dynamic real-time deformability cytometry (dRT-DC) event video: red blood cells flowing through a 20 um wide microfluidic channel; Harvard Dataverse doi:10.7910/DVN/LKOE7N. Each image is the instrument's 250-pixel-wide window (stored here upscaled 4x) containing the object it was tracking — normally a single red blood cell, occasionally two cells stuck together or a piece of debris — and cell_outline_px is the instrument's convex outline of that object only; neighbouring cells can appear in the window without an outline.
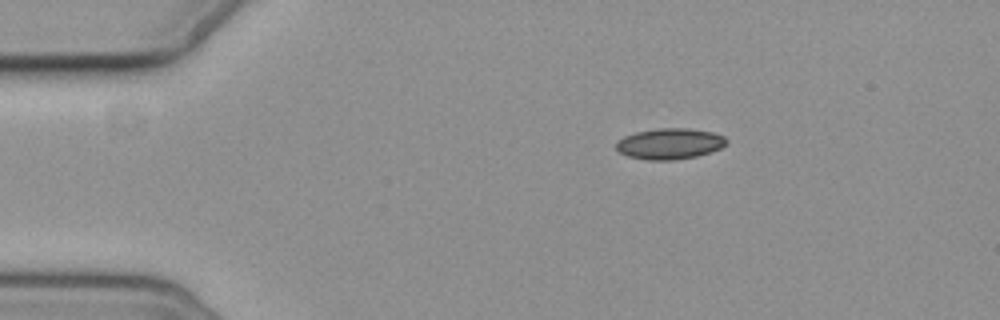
{"species": "common noctule bat (a hibernating species)", "species_latin": "Nyctalus noctula", "temperature_condition": "cold", "stored_images_in_passage": 3, "camera_frame_rate_fps": 3000, "um_per_image_px": 0.085, "animal": {"sex": "female", "body_mass_g": 19.3, "forearm_length_mm": 54.1}, "frame": {"image": 1, "passage_image": 1, "time_ms": 0.0, "image_size_px": [1000, 320], "cell_outline_px": [[728, 140], [720, 148], [696, 156], [676, 160], [648, 160], [628, 156], [620, 152], [616, 148], [616, 140], [624, 136], [636, 132], [660, 128], [688, 128], [712, 132], [724, 136]], "centroid_in_image_um": [56.9, 12.21], "position_along_channel_um": 28.1, "area_um2": 19.77}}